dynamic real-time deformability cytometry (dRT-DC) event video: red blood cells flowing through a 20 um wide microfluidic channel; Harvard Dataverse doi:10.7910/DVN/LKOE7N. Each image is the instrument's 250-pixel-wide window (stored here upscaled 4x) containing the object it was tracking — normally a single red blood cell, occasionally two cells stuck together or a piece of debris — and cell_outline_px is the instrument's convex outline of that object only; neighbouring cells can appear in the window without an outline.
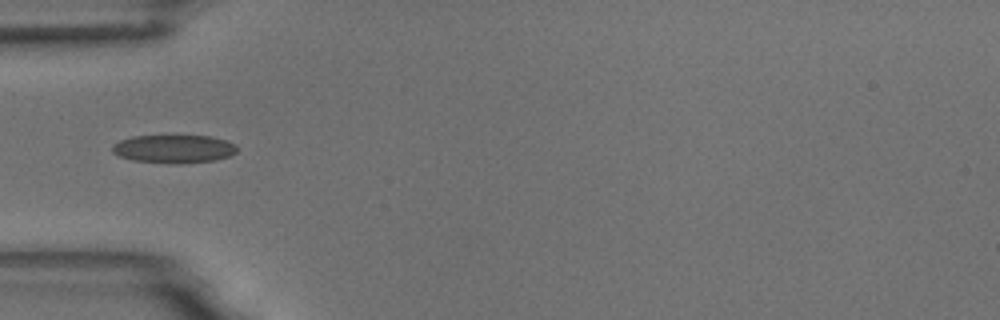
{"species": "common noctule bat (a hibernating species)", "species_latin": "Nyctalus noctula", "temperature_condition": "room temperature", "stored_images_in_passage": 4, "camera_frame_rate_fps": 3000, "um_per_image_px": 0.085, "animal": {"sex": "male", "body_mass_g": 18.8}, "frame": {"image": 1, "passage_image": 4, "time_ms": 3.333, "image_size_px": [1000, 320], "cell_outline_px": [[236, 152], [232, 156], [216, 160], [180, 164], [176, 164], [132, 160], [120, 156], [112, 152], [112, 144], [120, 140], [132, 136], [212, 136], [228, 140], [236, 144]], "centroid_in_image_um": [14.81, 12.66], "position_along_channel_um": 70.2, "area_um2": 20.75}}